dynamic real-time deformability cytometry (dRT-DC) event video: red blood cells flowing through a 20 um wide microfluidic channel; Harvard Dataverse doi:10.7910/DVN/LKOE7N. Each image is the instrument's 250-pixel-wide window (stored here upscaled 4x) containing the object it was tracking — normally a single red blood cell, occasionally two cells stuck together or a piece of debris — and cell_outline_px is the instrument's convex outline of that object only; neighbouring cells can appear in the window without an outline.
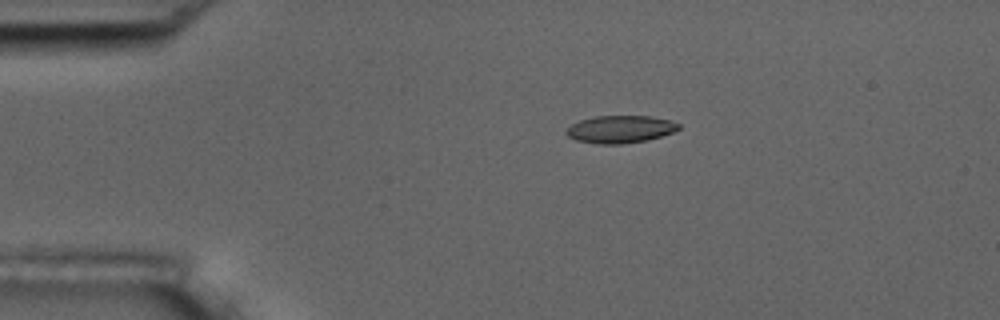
{"species": "common noctule bat (a hibernating species)", "species_latin": "Nyctalus noctula", "temperature_condition": "room temperature", "stored_images_in_passage": 14, "camera_frame_rate_fps": 3000, "um_per_image_px": 0.085, "animal": {"sex": "male", "body_mass_g": 17.5, "forearm_length_mm": 52.3}, "frame": {"image": 1, "passage_image": 3, "time_ms": 2.333, "image_size_px": [1000, 320], "cell_outline_px": [[680, 128], [672, 132], [648, 140], [620, 144], [596, 144], [576, 140], [568, 136], [564, 132], [572, 124], [580, 120], [596, 116], [652, 116], [668, 120], [680, 124]], "centroid_in_image_um": [52.7, 10.99], "position_along_channel_um": 32.3, "area_um2": 17.92}}
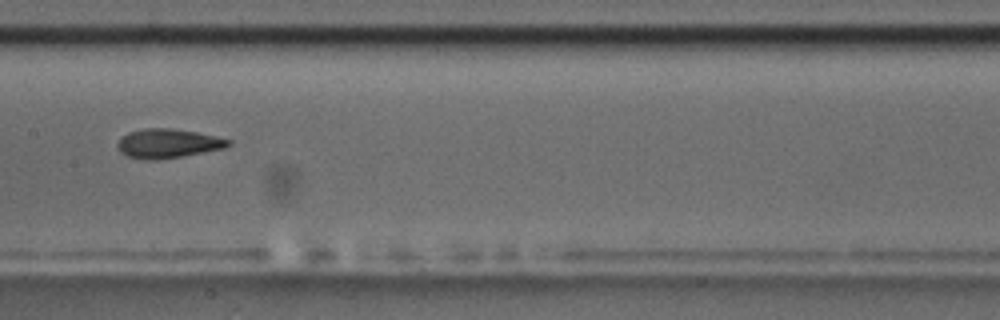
{"frame": {"image": 2, "passage_image": 7, "time_ms": 8.0, "image_size_px": [1000, 320], "cell_outline_px": [[232, 144], [224, 148], [180, 156], [152, 160], [148, 160], [128, 156], [120, 152], [116, 144], [120, 136], [128, 132], [144, 128], [172, 128], [196, 132], [216, 136], [232, 140]], "centroid_in_image_um": [14.25, 12.17], "position_along_channel_um": 193.2, "area_um2": 18.79}}
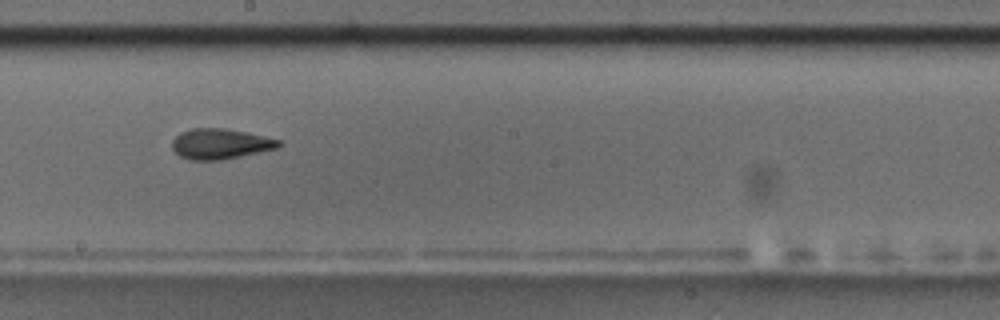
{"frame": {"image": 3, "passage_image": 8, "time_ms": 9.0, "image_size_px": [1000, 320], "cell_outline_px": [[280, 144], [276, 148], [224, 160], [188, 160], [180, 156], [172, 148], [172, 140], [180, 132], [192, 128], [224, 128], [244, 132], [280, 140]], "centroid_in_image_um": [18.67, 12.23], "position_along_channel_um": 229.5, "area_um2": 18.73}, "authors_computed_cell_mechanics": {"area_um2": 18.4093, "velocity_mm_per_s": 3.6535, "shape_relaxation_time_tau1_ms": 2.8804, "shape_relaxation_time_tau2_ms": null, "deformation_change_tau1": 0.1304, "deformation_change_tau2": null}}